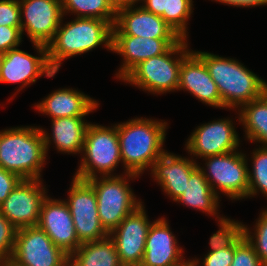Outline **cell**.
<instances>
[{
    "label": "cell",
    "instance_id": "1",
    "mask_svg": "<svg viewBox=\"0 0 267 266\" xmlns=\"http://www.w3.org/2000/svg\"><path fill=\"white\" fill-rule=\"evenodd\" d=\"M166 125V122L144 118L117 124L121 162L127 178L137 177L147 167H153L154 162L165 153L162 145Z\"/></svg>",
    "mask_w": 267,
    "mask_h": 266
},
{
    "label": "cell",
    "instance_id": "2",
    "mask_svg": "<svg viewBox=\"0 0 267 266\" xmlns=\"http://www.w3.org/2000/svg\"><path fill=\"white\" fill-rule=\"evenodd\" d=\"M37 127L0 131V166L21 179H40L50 137Z\"/></svg>",
    "mask_w": 267,
    "mask_h": 266
},
{
    "label": "cell",
    "instance_id": "3",
    "mask_svg": "<svg viewBox=\"0 0 267 266\" xmlns=\"http://www.w3.org/2000/svg\"><path fill=\"white\" fill-rule=\"evenodd\" d=\"M60 23L53 39L47 44V58L57 73L61 61L86 53L102 43L112 50L113 25L107 20L78 18L63 25Z\"/></svg>",
    "mask_w": 267,
    "mask_h": 266
},
{
    "label": "cell",
    "instance_id": "4",
    "mask_svg": "<svg viewBox=\"0 0 267 266\" xmlns=\"http://www.w3.org/2000/svg\"><path fill=\"white\" fill-rule=\"evenodd\" d=\"M195 53L204 61L210 76L217 85L223 108H238L266 93V81L234 59L223 58L208 52Z\"/></svg>",
    "mask_w": 267,
    "mask_h": 266
},
{
    "label": "cell",
    "instance_id": "5",
    "mask_svg": "<svg viewBox=\"0 0 267 266\" xmlns=\"http://www.w3.org/2000/svg\"><path fill=\"white\" fill-rule=\"evenodd\" d=\"M185 40L182 38L165 53L140 62L122 80L154 94L178 90L181 63L190 53ZM175 54L179 55L176 59L172 57Z\"/></svg>",
    "mask_w": 267,
    "mask_h": 266
},
{
    "label": "cell",
    "instance_id": "6",
    "mask_svg": "<svg viewBox=\"0 0 267 266\" xmlns=\"http://www.w3.org/2000/svg\"><path fill=\"white\" fill-rule=\"evenodd\" d=\"M83 154L75 178L89 180L97 177L95 171L103 176H111L117 164L121 161V151L118 140L117 125L104 127L89 124L84 139Z\"/></svg>",
    "mask_w": 267,
    "mask_h": 266
},
{
    "label": "cell",
    "instance_id": "7",
    "mask_svg": "<svg viewBox=\"0 0 267 266\" xmlns=\"http://www.w3.org/2000/svg\"><path fill=\"white\" fill-rule=\"evenodd\" d=\"M126 180L123 175L102 176L100 180L97 176L86 180L96 193L99 219L108 233L142 204L135 198Z\"/></svg>",
    "mask_w": 267,
    "mask_h": 266
},
{
    "label": "cell",
    "instance_id": "8",
    "mask_svg": "<svg viewBox=\"0 0 267 266\" xmlns=\"http://www.w3.org/2000/svg\"><path fill=\"white\" fill-rule=\"evenodd\" d=\"M10 266H69V255L38 226L17 229Z\"/></svg>",
    "mask_w": 267,
    "mask_h": 266
},
{
    "label": "cell",
    "instance_id": "9",
    "mask_svg": "<svg viewBox=\"0 0 267 266\" xmlns=\"http://www.w3.org/2000/svg\"><path fill=\"white\" fill-rule=\"evenodd\" d=\"M245 157L243 153L235 150L205 158L208 172L205 169L202 171L217 196H219L217 192L219 189L231 199L239 200L248 197V171L250 169Z\"/></svg>",
    "mask_w": 267,
    "mask_h": 266
},
{
    "label": "cell",
    "instance_id": "10",
    "mask_svg": "<svg viewBox=\"0 0 267 266\" xmlns=\"http://www.w3.org/2000/svg\"><path fill=\"white\" fill-rule=\"evenodd\" d=\"M65 202L69 207L76 236L81 244L109 236L99 219L96 193L87 181L74 177L69 199Z\"/></svg>",
    "mask_w": 267,
    "mask_h": 266
},
{
    "label": "cell",
    "instance_id": "11",
    "mask_svg": "<svg viewBox=\"0 0 267 266\" xmlns=\"http://www.w3.org/2000/svg\"><path fill=\"white\" fill-rule=\"evenodd\" d=\"M44 189L40 179H22L0 204V212L16 229L37 226L47 197Z\"/></svg>",
    "mask_w": 267,
    "mask_h": 266
},
{
    "label": "cell",
    "instance_id": "12",
    "mask_svg": "<svg viewBox=\"0 0 267 266\" xmlns=\"http://www.w3.org/2000/svg\"><path fill=\"white\" fill-rule=\"evenodd\" d=\"M144 208L142 204L138 206L109 233L123 266H140L142 263L147 234L152 224Z\"/></svg>",
    "mask_w": 267,
    "mask_h": 266
},
{
    "label": "cell",
    "instance_id": "13",
    "mask_svg": "<svg viewBox=\"0 0 267 266\" xmlns=\"http://www.w3.org/2000/svg\"><path fill=\"white\" fill-rule=\"evenodd\" d=\"M19 4L22 33L25 29L33 44L47 46L64 17L62 0H19Z\"/></svg>",
    "mask_w": 267,
    "mask_h": 266
},
{
    "label": "cell",
    "instance_id": "14",
    "mask_svg": "<svg viewBox=\"0 0 267 266\" xmlns=\"http://www.w3.org/2000/svg\"><path fill=\"white\" fill-rule=\"evenodd\" d=\"M40 57H35L27 52L13 48L3 54L0 65V83L23 82L21 88L36 82L42 74L53 77L55 72L51 69L47 58V47L34 43Z\"/></svg>",
    "mask_w": 267,
    "mask_h": 266
},
{
    "label": "cell",
    "instance_id": "15",
    "mask_svg": "<svg viewBox=\"0 0 267 266\" xmlns=\"http://www.w3.org/2000/svg\"><path fill=\"white\" fill-rule=\"evenodd\" d=\"M135 3L117 9L112 35H129L155 39H182L161 16ZM134 8V9H133Z\"/></svg>",
    "mask_w": 267,
    "mask_h": 266
},
{
    "label": "cell",
    "instance_id": "16",
    "mask_svg": "<svg viewBox=\"0 0 267 266\" xmlns=\"http://www.w3.org/2000/svg\"><path fill=\"white\" fill-rule=\"evenodd\" d=\"M37 226L49 236L55 246L69 256L81 245L65 201L50 199L47 196L42 202Z\"/></svg>",
    "mask_w": 267,
    "mask_h": 266
},
{
    "label": "cell",
    "instance_id": "17",
    "mask_svg": "<svg viewBox=\"0 0 267 266\" xmlns=\"http://www.w3.org/2000/svg\"><path fill=\"white\" fill-rule=\"evenodd\" d=\"M231 122L221 119L199 126L185 144L188 153L206 158L235 151L240 142Z\"/></svg>",
    "mask_w": 267,
    "mask_h": 266
},
{
    "label": "cell",
    "instance_id": "18",
    "mask_svg": "<svg viewBox=\"0 0 267 266\" xmlns=\"http://www.w3.org/2000/svg\"><path fill=\"white\" fill-rule=\"evenodd\" d=\"M182 258V259H181ZM182 248L177 245L165 218L154 221L148 231L145 253L140 266H186Z\"/></svg>",
    "mask_w": 267,
    "mask_h": 266
},
{
    "label": "cell",
    "instance_id": "19",
    "mask_svg": "<svg viewBox=\"0 0 267 266\" xmlns=\"http://www.w3.org/2000/svg\"><path fill=\"white\" fill-rule=\"evenodd\" d=\"M181 39H155L129 35H112V50L124 57L117 78L123 79L136 65L165 53Z\"/></svg>",
    "mask_w": 267,
    "mask_h": 266
},
{
    "label": "cell",
    "instance_id": "20",
    "mask_svg": "<svg viewBox=\"0 0 267 266\" xmlns=\"http://www.w3.org/2000/svg\"><path fill=\"white\" fill-rule=\"evenodd\" d=\"M185 89L209 106L222 107L218 88L204 61L193 51L182 60L178 90Z\"/></svg>",
    "mask_w": 267,
    "mask_h": 266
},
{
    "label": "cell",
    "instance_id": "21",
    "mask_svg": "<svg viewBox=\"0 0 267 266\" xmlns=\"http://www.w3.org/2000/svg\"><path fill=\"white\" fill-rule=\"evenodd\" d=\"M198 166L193 159L189 160L165 152L154 162L151 173L164 189L163 191L175 201L184 193L190 174Z\"/></svg>",
    "mask_w": 267,
    "mask_h": 266
},
{
    "label": "cell",
    "instance_id": "22",
    "mask_svg": "<svg viewBox=\"0 0 267 266\" xmlns=\"http://www.w3.org/2000/svg\"><path fill=\"white\" fill-rule=\"evenodd\" d=\"M35 107L52 119L84 117L98 107V102L73 89H58Z\"/></svg>",
    "mask_w": 267,
    "mask_h": 266
},
{
    "label": "cell",
    "instance_id": "23",
    "mask_svg": "<svg viewBox=\"0 0 267 266\" xmlns=\"http://www.w3.org/2000/svg\"><path fill=\"white\" fill-rule=\"evenodd\" d=\"M69 266H123L116 246L107 236L104 239L85 242L69 256Z\"/></svg>",
    "mask_w": 267,
    "mask_h": 266
},
{
    "label": "cell",
    "instance_id": "24",
    "mask_svg": "<svg viewBox=\"0 0 267 266\" xmlns=\"http://www.w3.org/2000/svg\"><path fill=\"white\" fill-rule=\"evenodd\" d=\"M219 197L210 187V184L204 177L202 168L198 166L191 174L185 191L175 202H182L187 206L202 210L211 215L217 214Z\"/></svg>",
    "mask_w": 267,
    "mask_h": 266
},
{
    "label": "cell",
    "instance_id": "25",
    "mask_svg": "<svg viewBox=\"0 0 267 266\" xmlns=\"http://www.w3.org/2000/svg\"><path fill=\"white\" fill-rule=\"evenodd\" d=\"M53 142L57 150L64 153L83 151L86 129L89 123L83 117H61L52 119Z\"/></svg>",
    "mask_w": 267,
    "mask_h": 266
},
{
    "label": "cell",
    "instance_id": "26",
    "mask_svg": "<svg viewBox=\"0 0 267 266\" xmlns=\"http://www.w3.org/2000/svg\"><path fill=\"white\" fill-rule=\"evenodd\" d=\"M241 108L239 122L246 129V138L267 147V92Z\"/></svg>",
    "mask_w": 267,
    "mask_h": 266
},
{
    "label": "cell",
    "instance_id": "27",
    "mask_svg": "<svg viewBox=\"0 0 267 266\" xmlns=\"http://www.w3.org/2000/svg\"><path fill=\"white\" fill-rule=\"evenodd\" d=\"M63 14L70 11L78 18L107 20L114 25L117 10L108 0H62Z\"/></svg>",
    "mask_w": 267,
    "mask_h": 266
},
{
    "label": "cell",
    "instance_id": "28",
    "mask_svg": "<svg viewBox=\"0 0 267 266\" xmlns=\"http://www.w3.org/2000/svg\"><path fill=\"white\" fill-rule=\"evenodd\" d=\"M192 0H167L161 17L183 39L187 37L186 23L192 13Z\"/></svg>",
    "mask_w": 267,
    "mask_h": 266
},
{
    "label": "cell",
    "instance_id": "29",
    "mask_svg": "<svg viewBox=\"0 0 267 266\" xmlns=\"http://www.w3.org/2000/svg\"><path fill=\"white\" fill-rule=\"evenodd\" d=\"M253 171H248V196L256 195L258 190L267 195V147L261 146L253 152Z\"/></svg>",
    "mask_w": 267,
    "mask_h": 266
},
{
    "label": "cell",
    "instance_id": "30",
    "mask_svg": "<svg viewBox=\"0 0 267 266\" xmlns=\"http://www.w3.org/2000/svg\"><path fill=\"white\" fill-rule=\"evenodd\" d=\"M219 218L220 230L214 233L210 237V247L209 252L218 251L227 247H231L242 235H243V224L235 222L227 218Z\"/></svg>",
    "mask_w": 267,
    "mask_h": 266
},
{
    "label": "cell",
    "instance_id": "31",
    "mask_svg": "<svg viewBox=\"0 0 267 266\" xmlns=\"http://www.w3.org/2000/svg\"><path fill=\"white\" fill-rule=\"evenodd\" d=\"M261 217L258 218L255 234L253 235L249 232L246 226H243V235L247 241L253 246L256 254L261 260L264 266H267V210L261 213Z\"/></svg>",
    "mask_w": 267,
    "mask_h": 266
},
{
    "label": "cell",
    "instance_id": "32",
    "mask_svg": "<svg viewBox=\"0 0 267 266\" xmlns=\"http://www.w3.org/2000/svg\"><path fill=\"white\" fill-rule=\"evenodd\" d=\"M17 229L0 212V263H8L12 257Z\"/></svg>",
    "mask_w": 267,
    "mask_h": 266
},
{
    "label": "cell",
    "instance_id": "33",
    "mask_svg": "<svg viewBox=\"0 0 267 266\" xmlns=\"http://www.w3.org/2000/svg\"><path fill=\"white\" fill-rule=\"evenodd\" d=\"M231 266H264L244 235L234 243V257Z\"/></svg>",
    "mask_w": 267,
    "mask_h": 266
},
{
    "label": "cell",
    "instance_id": "34",
    "mask_svg": "<svg viewBox=\"0 0 267 266\" xmlns=\"http://www.w3.org/2000/svg\"><path fill=\"white\" fill-rule=\"evenodd\" d=\"M21 27L19 0H0V26Z\"/></svg>",
    "mask_w": 267,
    "mask_h": 266
},
{
    "label": "cell",
    "instance_id": "35",
    "mask_svg": "<svg viewBox=\"0 0 267 266\" xmlns=\"http://www.w3.org/2000/svg\"><path fill=\"white\" fill-rule=\"evenodd\" d=\"M234 257V244L231 247L209 252L205 255L203 266H231ZM191 266H198L199 260H189Z\"/></svg>",
    "mask_w": 267,
    "mask_h": 266
},
{
    "label": "cell",
    "instance_id": "36",
    "mask_svg": "<svg viewBox=\"0 0 267 266\" xmlns=\"http://www.w3.org/2000/svg\"><path fill=\"white\" fill-rule=\"evenodd\" d=\"M21 27L0 26V52L3 54L21 43Z\"/></svg>",
    "mask_w": 267,
    "mask_h": 266
},
{
    "label": "cell",
    "instance_id": "37",
    "mask_svg": "<svg viewBox=\"0 0 267 266\" xmlns=\"http://www.w3.org/2000/svg\"><path fill=\"white\" fill-rule=\"evenodd\" d=\"M22 179L15 173L6 171L0 166V204Z\"/></svg>",
    "mask_w": 267,
    "mask_h": 266
},
{
    "label": "cell",
    "instance_id": "38",
    "mask_svg": "<svg viewBox=\"0 0 267 266\" xmlns=\"http://www.w3.org/2000/svg\"><path fill=\"white\" fill-rule=\"evenodd\" d=\"M140 0H137V2ZM144 1V5L142 6L145 10L161 16L164 12V10H166V4H167V0H142Z\"/></svg>",
    "mask_w": 267,
    "mask_h": 266
},
{
    "label": "cell",
    "instance_id": "39",
    "mask_svg": "<svg viewBox=\"0 0 267 266\" xmlns=\"http://www.w3.org/2000/svg\"><path fill=\"white\" fill-rule=\"evenodd\" d=\"M219 1L223 4H228L232 6H240V7H252V6H259V5H266L267 0H215Z\"/></svg>",
    "mask_w": 267,
    "mask_h": 266
},
{
    "label": "cell",
    "instance_id": "40",
    "mask_svg": "<svg viewBox=\"0 0 267 266\" xmlns=\"http://www.w3.org/2000/svg\"><path fill=\"white\" fill-rule=\"evenodd\" d=\"M108 1L112 4V6L116 10L137 2V0H108Z\"/></svg>",
    "mask_w": 267,
    "mask_h": 266
},
{
    "label": "cell",
    "instance_id": "41",
    "mask_svg": "<svg viewBox=\"0 0 267 266\" xmlns=\"http://www.w3.org/2000/svg\"><path fill=\"white\" fill-rule=\"evenodd\" d=\"M0 266H10L8 263H0Z\"/></svg>",
    "mask_w": 267,
    "mask_h": 266
},
{
    "label": "cell",
    "instance_id": "42",
    "mask_svg": "<svg viewBox=\"0 0 267 266\" xmlns=\"http://www.w3.org/2000/svg\"><path fill=\"white\" fill-rule=\"evenodd\" d=\"M2 57H3V53L0 52V65H1V60H2Z\"/></svg>",
    "mask_w": 267,
    "mask_h": 266
}]
</instances>
